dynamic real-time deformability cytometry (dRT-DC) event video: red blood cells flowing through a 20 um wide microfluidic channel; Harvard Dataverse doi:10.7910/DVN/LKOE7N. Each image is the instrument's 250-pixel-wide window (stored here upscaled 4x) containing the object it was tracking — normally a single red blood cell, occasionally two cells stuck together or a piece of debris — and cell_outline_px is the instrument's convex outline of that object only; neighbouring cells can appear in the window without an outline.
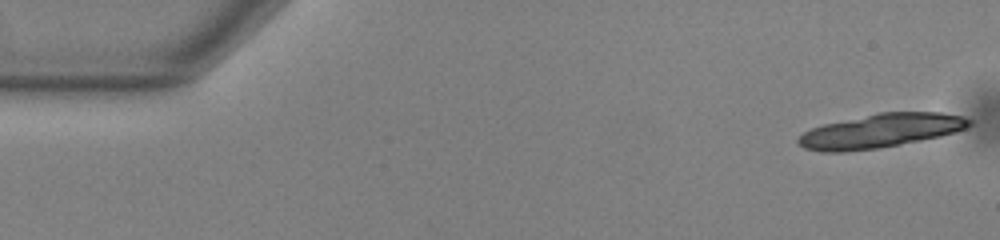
{"species": "common noctule bat (a hibernating species)", "species_latin": "Nyctalus noctula", "temperature_condition": "warm", "stored_images_in_passage": 17, "camera_frame_rate_fps": 3000, "um_per_image_px": 0.085, "animal": {"sex": "male", "body_mass_g": 13.0, "forearm_length_mm": 53.1}, "frame": {"image": 1, "passage_image": 1, "time_ms": 0.0, "image_size_px": [1000, 240], "cell_outline_px": [[972, 124], [956, 132], [940, 136], [880, 148], [844, 152], [820, 152], [804, 148], [796, 140], [804, 132], [812, 128], [824, 124], [880, 112], [940, 112], [964, 116], [972, 120]], "centroid_in_image_um": [74.87, 11.12], "position_along_channel_um": 10.1, "area_um2": 33.7}}